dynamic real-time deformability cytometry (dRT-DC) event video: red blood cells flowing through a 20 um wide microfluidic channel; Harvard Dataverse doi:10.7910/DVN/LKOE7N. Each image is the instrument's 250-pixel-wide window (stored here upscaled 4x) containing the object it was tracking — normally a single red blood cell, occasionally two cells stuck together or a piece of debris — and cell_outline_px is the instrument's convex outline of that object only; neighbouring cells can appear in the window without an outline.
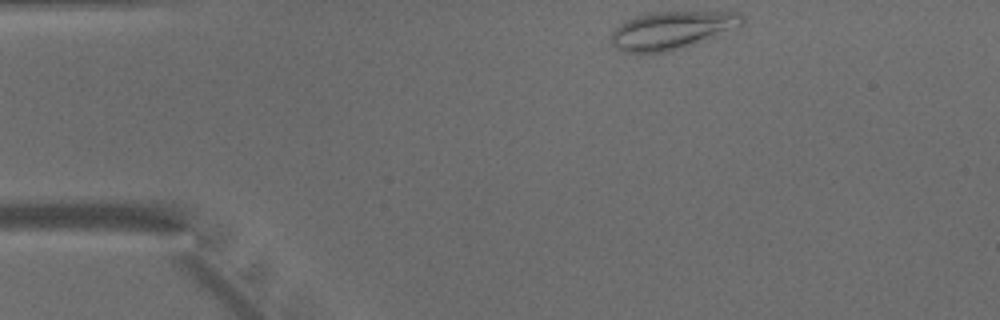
{"species": "common noctule bat (a hibernating species)", "species_latin": "Nyctalus noctula", "temperature_condition": "warm", "stored_images_in_passage": 41, "camera_frame_rate_fps": 3000, "um_per_image_px": 0.085, "animal": {"sex": "male", "body_mass_g": 15.6}, "frame": {"image": 1, "passage_image": 1, "time_ms": 0.0, "image_size_px": [1000, 320], "cell_outline_px": [[744, 24], [692, 44], [680, 48], [664, 52], [624, 52], [616, 48], [612, 44], [612, 32], [620, 24], [636, 16], [652, 12], [736, 12], [744, 16]], "centroid_in_image_um": [57.08, 2.56], "position_along_channel_um": 27.9, "area_um2": 28.15}}
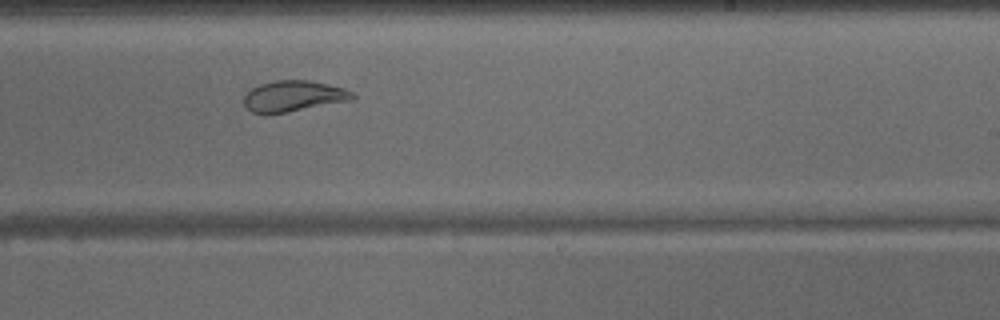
{"frame": {"image": 2, "passage_image": 22, "time_ms": 7.0, "image_size_px": [1000, 320], "cell_outline_px": [[356, 96], [352, 100], [288, 112], [252, 112], [244, 104], [244, 96], [252, 88], [260, 84], [276, 80], [308, 80], [344, 88], [352, 92]], "centroid_in_image_um": [24.98, 8.15], "position_along_channel_um": 264.0, "area_um2": 19.19}}
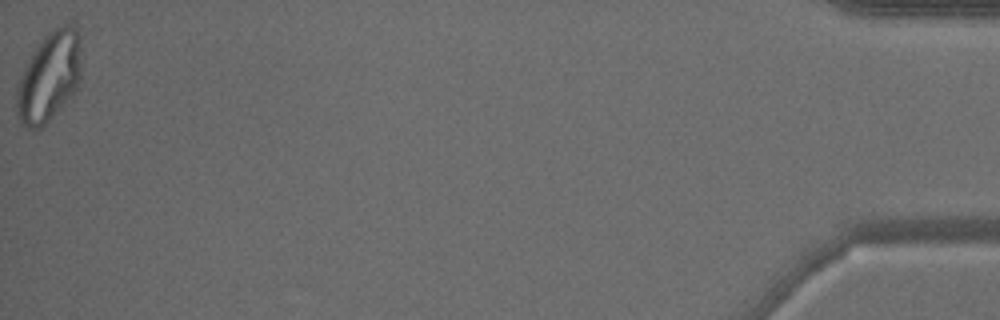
{"frame": {"image": 3, "passage_image": 41, "time_ms": 13.333, "image_size_px": [1000, 320], "cell_outline_px": [[80, 72], [76, 88], [72, 96], [40, 128], [32, 132], [24, 128], [20, 124], [16, 108], [16, 88], [24, 68], [32, 52], [40, 40], [48, 32], [60, 24], [68, 24], [80, 36]], "centroid_in_image_um": [4.14, 6.56], "position_along_channel_um": 431.1, "area_um2": 33.76}}